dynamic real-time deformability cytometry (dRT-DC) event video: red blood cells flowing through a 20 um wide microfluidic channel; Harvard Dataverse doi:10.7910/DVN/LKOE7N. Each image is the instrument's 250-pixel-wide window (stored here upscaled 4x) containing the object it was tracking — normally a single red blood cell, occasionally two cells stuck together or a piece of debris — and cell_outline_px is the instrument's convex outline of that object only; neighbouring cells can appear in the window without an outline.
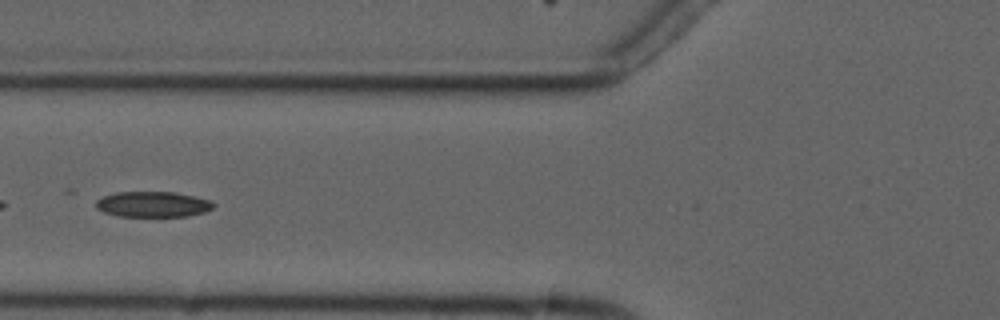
{"species": "common noctule bat (a hibernating species)", "species_latin": "Nyctalus noctula", "temperature_condition": "cold", "stored_images_in_passage": 3, "camera_frame_rate_fps": 3000, "um_per_image_px": 0.085, "animal": {"sex": "male", "forearm_length_mm": 52.5}, "frame": {"image": 1, "passage_image": 3, "time_ms": 2.333, "image_size_px": [1000, 320], "cell_outline_px": [[216, 204], [212, 208], [204, 212], [188, 216], [120, 216], [104, 212], [96, 208], [96, 200], [104, 196], [116, 192], [172, 192], [192, 196], [208, 200]], "centroid_in_image_um": [12.97, 17.37], "position_along_channel_um": 112.8, "area_um2": 17.28}}